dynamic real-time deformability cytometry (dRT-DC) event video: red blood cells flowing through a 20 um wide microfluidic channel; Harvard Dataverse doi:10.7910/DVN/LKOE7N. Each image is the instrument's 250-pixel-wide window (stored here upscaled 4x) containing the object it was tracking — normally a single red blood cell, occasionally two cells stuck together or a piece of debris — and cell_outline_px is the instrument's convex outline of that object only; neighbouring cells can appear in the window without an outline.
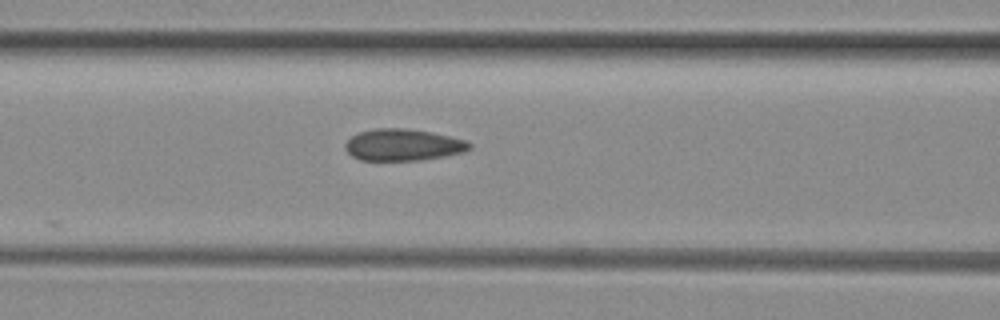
{"species": "common noctule bat (a hibernating species)", "species_latin": "Nyctalus noctula", "temperature_condition": "room temperature", "stored_images_in_passage": 6, "camera_frame_rate_fps": 3000, "um_per_image_px": 0.085, "animal": {"sex": "female", "body_mass_g": 29.2, "forearm_length_mm": 56.3}, "frame": {"image": 1, "passage_image": 6, "time_ms": 1.667, "image_size_px": [1000, 320], "cell_outline_px": [[472, 148], [464, 152], [444, 156], [420, 160], [360, 160], [352, 156], [344, 148], [344, 144], [352, 136], [360, 132], [376, 128], [404, 128], [432, 132], [464, 140], [472, 144]], "centroid_in_image_um": [34.25, 12.31], "position_along_channel_um": 132.3, "area_um2": 22.89}}